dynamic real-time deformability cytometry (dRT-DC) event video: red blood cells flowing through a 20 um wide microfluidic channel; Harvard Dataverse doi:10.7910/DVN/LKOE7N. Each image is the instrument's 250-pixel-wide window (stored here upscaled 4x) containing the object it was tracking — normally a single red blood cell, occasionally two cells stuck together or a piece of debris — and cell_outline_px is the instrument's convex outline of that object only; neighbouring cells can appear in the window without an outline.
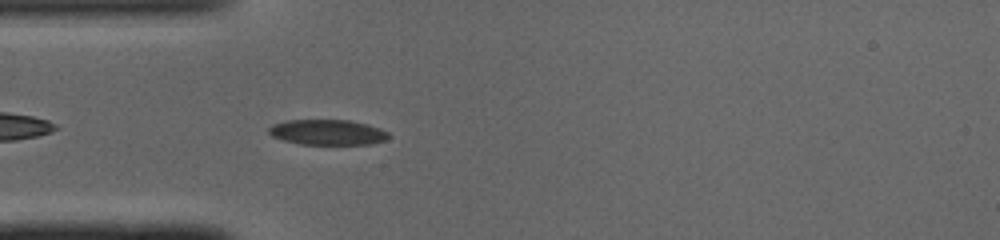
{"species": "common noctule bat (a hibernating species)", "species_latin": "Nyctalus noctula", "temperature_condition": "cold", "stored_images_in_passage": 39, "camera_frame_rate_fps": 3000, "um_per_image_px": 0.085, "animal": {"sex": "male", "body_mass_g": 19.0, "forearm_length_mm": 50.8}, "frame": {"image": 1, "passage_image": 4, "time_ms": 1.0, "image_size_px": [1000, 240], "cell_outline_px": [[392, 136], [384, 140], [372, 144], [300, 144], [284, 140], [272, 136], [268, 132], [268, 128], [272, 124], [288, 120], [348, 120], [368, 124], [380, 128], [388, 132]], "centroid_in_image_um": [27.86, 11.24], "position_along_channel_um": 57.1, "area_um2": 17.74}}
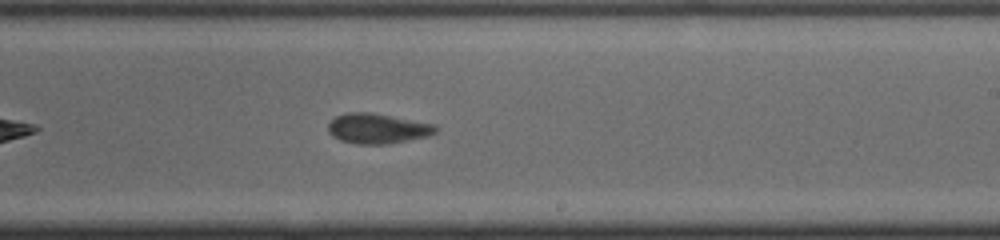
{"frame": {"image": 2, "passage_image": 19, "time_ms": 6.0, "image_size_px": [1000, 240], "cell_outline_px": [[440, 128], [436, 132], [428, 136], [388, 144], [356, 144], [340, 140], [332, 136], [328, 132], [328, 124], [336, 116], [348, 112], [368, 112], [436, 124]], "centroid_in_image_um": [32.1, 10.93], "position_along_channel_um": 256.9, "area_um2": 18.9}}
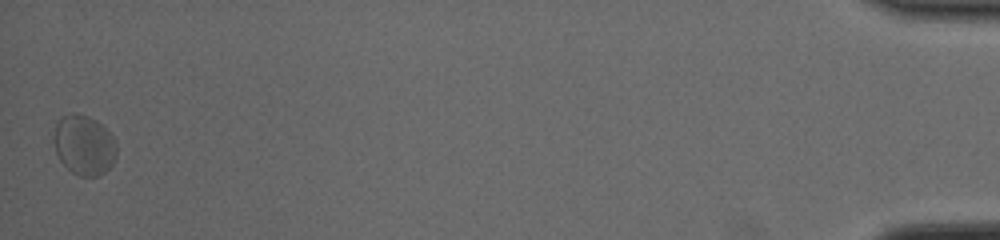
{"frame": {"image": 3, "passage_image": 39, "time_ms": 12.667, "image_size_px": [1000, 240], "cell_outline_px": [[116, 156], [112, 164], [100, 176], [80, 176], [72, 172], [60, 160], [56, 152], [52, 140], [52, 136], [56, 124], [64, 116], [72, 112], [88, 116], [96, 120], [112, 136], [116, 144]], "centroid_in_image_um": [7.12, 12.33], "position_along_channel_um": 428.1, "area_um2": 21.85}, "authors_computed_cell_mechanics": {"area_um2": 19.074, "velocity_mm_per_s": 4.0401, "shape_relaxation_time_tau1_ms": 3.7027, "shape_relaxation_time_tau2_ms": 1.3233, "deformation_change_tau1": 0.1148, "deformation_change_tau2": 0.0651}}